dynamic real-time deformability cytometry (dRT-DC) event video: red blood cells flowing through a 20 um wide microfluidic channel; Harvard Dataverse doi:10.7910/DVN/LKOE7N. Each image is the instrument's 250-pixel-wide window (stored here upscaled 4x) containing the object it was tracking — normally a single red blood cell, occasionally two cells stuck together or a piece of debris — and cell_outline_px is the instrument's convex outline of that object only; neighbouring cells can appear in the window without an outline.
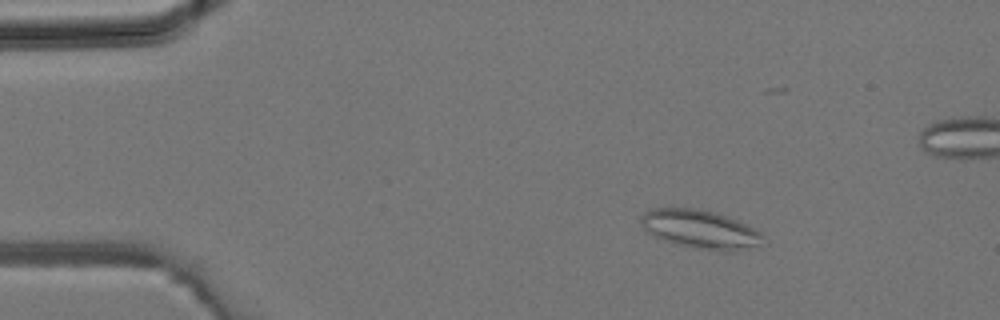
{"species": "common noctule bat (a hibernating species)", "species_latin": "Nyctalus noctula", "temperature_condition": "room temperature", "stored_images_in_passage": 2, "camera_frame_rate_fps": 3000, "um_per_image_px": 0.085, "animal": {"sex": "male", "body_mass_g": 19.2, "forearm_length_mm": 51.8}, "frame": {"image": 1, "passage_image": 1, "time_ms": 0.0, "image_size_px": [1000, 320], "cell_outline_px": [[764, 236], [756, 244], [732, 252], [724, 252], [696, 248], [664, 240], [648, 232], [640, 224], [640, 220], [644, 212], [652, 208], [696, 208], [716, 212], [736, 220], [760, 232]], "centroid_in_image_um": [59.46, 19.47], "position_along_channel_um": 25.5, "area_um2": 26.88}}